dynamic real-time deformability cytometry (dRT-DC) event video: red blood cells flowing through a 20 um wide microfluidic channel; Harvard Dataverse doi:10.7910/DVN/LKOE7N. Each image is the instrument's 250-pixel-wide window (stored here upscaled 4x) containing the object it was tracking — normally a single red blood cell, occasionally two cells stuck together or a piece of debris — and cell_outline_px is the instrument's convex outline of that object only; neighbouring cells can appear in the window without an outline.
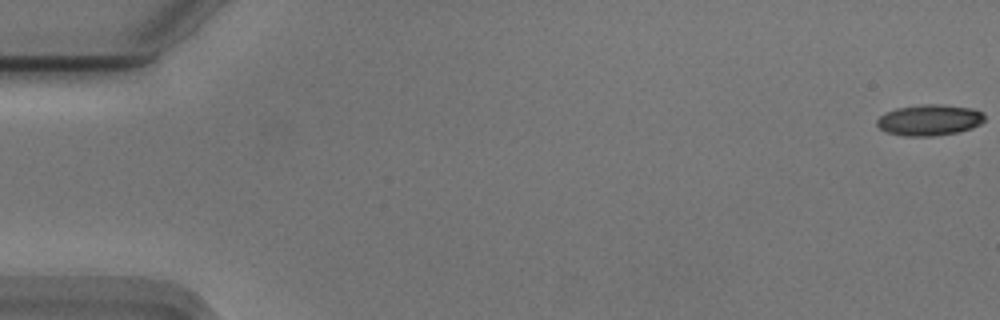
{"species": "Egyptian fruit bat (a non-hibernating species)", "species_latin": "Rousettus aegyptiacus", "temperature_condition": "cold", "stored_images_in_passage": 34, "camera_frame_rate_fps": 3000, "um_per_image_px": 0.085, "animal": {"sex": "male"}, "frame": {"image": 1, "passage_image": 1, "time_ms": 0.0, "image_size_px": [1000, 320], "cell_outline_px": [[984, 120], [980, 124], [972, 128], [956, 132], [932, 136], [904, 136], [888, 132], [880, 128], [876, 124], [876, 120], [880, 116], [896, 108], [924, 104], [936, 104], [972, 108], [980, 112], [984, 116]], "centroid_in_image_um": [78.99, 10.2], "position_along_channel_um": 6.0, "area_um2": 19.19}}
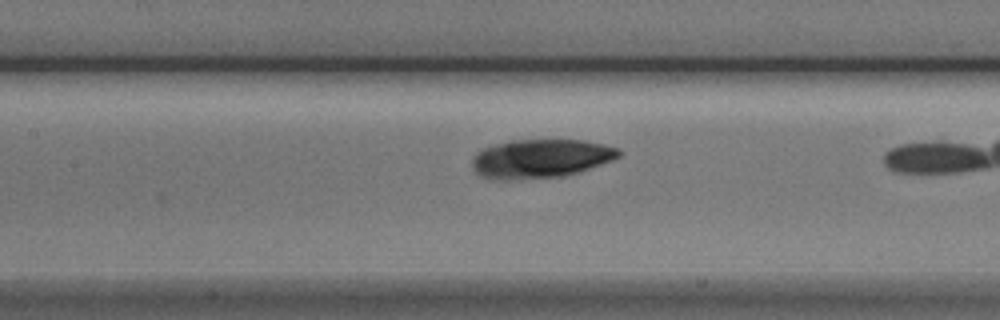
{"frame": {"image": 2, "passage_image": 16, "time_ms": 5.0, "image_size_px": [1000, 320], "cell_outline_px": [[620, 156], [612, 160], [564, 176], [508, 180], [496, 180], [480, 176], [476, 172], [472, 164], [472, 160], [476, 152], [484, 148], [496, 144], [512, 140], [584, 140], [604, 144], [616, 148], [620, 152]], "centroid_in_image_um": [45.91, 13.48], "position_along_channel_um": 161.5, "area_um2": 32.89}}
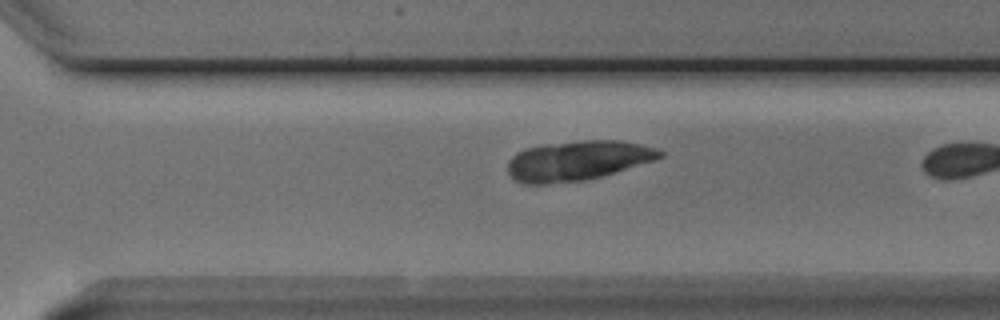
{"frame": {"image": 3, "passage_image": 29, "time_ms": 9.333, "image_size_px": [1000, 320], "cell_outline_px": [[664, 156], [652, 160], [600, 176], [584, 180], [548, 184], [524, 184], [516, 180], [508, 172], [508, 160], [516, 152], [524, 148], [544, 144], [584, 140], [620, 140], [640, 144], [656, 148], [664, 152]], "centroid_in_image_um": [49.05, 13.64], "position_along_channel_um": 321.6, "area_um2": 35.03}}